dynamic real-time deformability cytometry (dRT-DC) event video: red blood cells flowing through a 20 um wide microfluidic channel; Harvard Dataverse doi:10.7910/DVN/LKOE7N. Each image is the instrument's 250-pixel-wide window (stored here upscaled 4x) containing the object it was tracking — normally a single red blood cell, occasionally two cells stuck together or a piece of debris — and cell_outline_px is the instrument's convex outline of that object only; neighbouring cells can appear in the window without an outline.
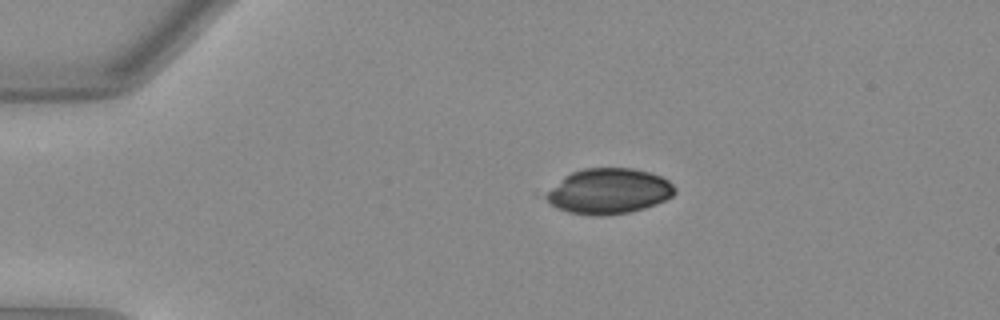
{"species": "Egyptian fruit bat (a non-hibernating species)", "species_latin": "Rousettus aegyptiacus", "temperature_condition": "warm", "stored_images_in_passage": 42, "camera_frame_rate_fps": 3000, "um_per_image_px": 0.085, "animal": {"sex": "female"}, "frame": {"image": 1, "passage_image": 1, "time_ms": 0.0, "image_size_px": [1000, 320], "cell_outline_px": [[676, 192], [672, 196], [656, 204], [644, 208], [628, 212], [604, 216], [596, 216], [568, 212], [556, 208], [532, 192], [572, 172], [584, 168], [632, 168], [648, 172], [660, 176], [668, 180], [676, 188]], "centroid_in_image_um": [51.53, 16.25], "position_along_channel_um": 33.5, "area_um2": 35.37}}
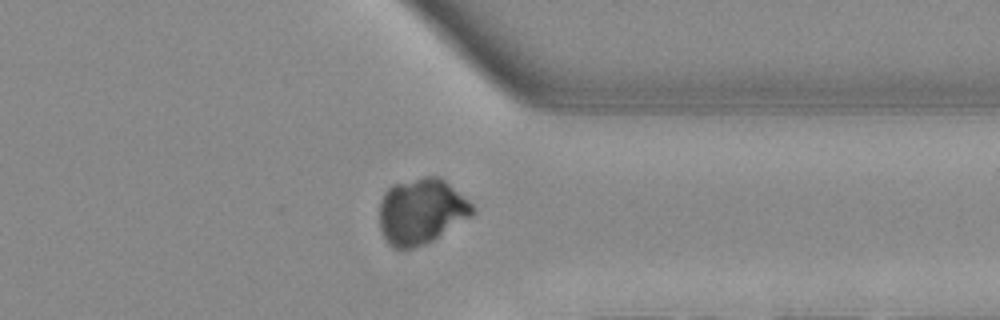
{"frame": {"image": 2, "passage_image": 31, "time_ms": 10.0, "image_size_px": [1000, 320], "cell_outline_px": [[476, 212], [432, 240], [424, 244], [412, 248], [392, 248], [384, 240], [380, 228], [380, 200], [384, 192], [392, 184], [424, 176], [440, 176], [468, 200], [476, 208]], "centroid_in_image_um": [35.78, 17.95], "position_along_channel_um": 375.6, "area_um2": 35.55}}
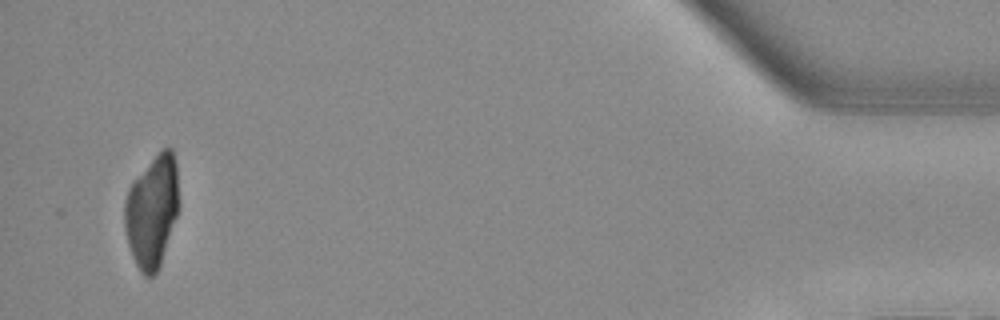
{"frame": {"image": 3, "passage_image": 40, "time_ms": 13.0, "image_size_px": [1000, 320], "cell_outline_px": [[180, 204], [160, 264], [156, 272], [152, 276], [144, 276], [140, 272], [132, 256], [128, 244], [124, 228], [124, 204], [128, 188], [132, 180], [160, 148], [172, 148], [176, 164]], "centroid_in_image_um": [12.91, 17.89], "position_along_channel_um": 422.3, "area_um2": 35.84}}